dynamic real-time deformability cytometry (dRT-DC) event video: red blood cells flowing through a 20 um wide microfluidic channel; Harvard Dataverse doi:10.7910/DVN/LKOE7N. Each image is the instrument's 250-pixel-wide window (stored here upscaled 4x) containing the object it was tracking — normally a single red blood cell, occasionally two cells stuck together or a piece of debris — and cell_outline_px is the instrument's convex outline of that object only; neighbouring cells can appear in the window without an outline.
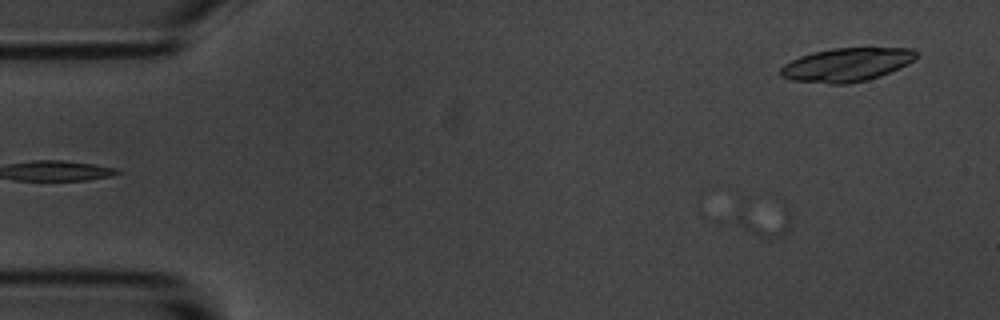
{"species": "common noctule bat (a hibernating species)", "species_latin": "Nyctalus noctula", "temperature_condition": "room temperature", "stored_images_in_passage": 9, "camera_frame_rate_fps": 3000, "um_per_image_px": 0.085, "animal": {"sex": "male", "body_mass_g": 20.1, "forearm_length_mm": 53.5}, "frame": {"image": 1, "passage_image": 3, "time_ms": 2.0, "image_size_px": [1000, 320], "cell_outline_px": [[788, 224], [784, 232], [780, 236], [756, 236], [720, 220], [736, 212], [776, 196], [780, 196], [784, 200], [788, 208]], "centroid_in_image_um": [64.77, 18.54], "position_along_channel_um": 20.2, "area_um2": 12.37}}